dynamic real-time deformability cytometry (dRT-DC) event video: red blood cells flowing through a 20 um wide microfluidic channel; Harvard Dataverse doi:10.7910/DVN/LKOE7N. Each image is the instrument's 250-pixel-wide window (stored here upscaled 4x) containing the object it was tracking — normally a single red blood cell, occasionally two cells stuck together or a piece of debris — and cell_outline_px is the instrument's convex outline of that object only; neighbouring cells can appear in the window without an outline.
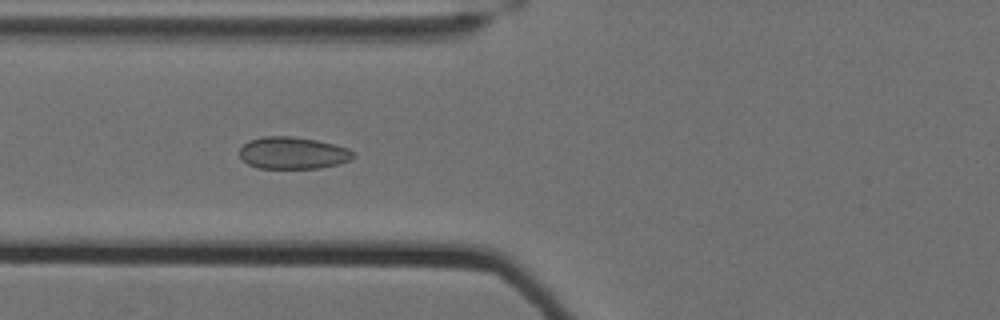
{"species": "Egyptian fruit bat (a non-hibernating species)", "species_latin": "Rousettus aegyptiacus", "temperature_condition": "cold", "stored_images_in_passage": 58, "camera_frame_rate_fps": 3000, "um_per_image_px": 0.085, "animal": {"sex": "female"}, "frame": {"image": 1, "passage_image": 24, "time_ms": 7.667, "image_size_px": [1000, 320], "cell_outline_px": [[356, 156], [348, 160], [336, 164], [320, 168], [256, 168], [248, 164], [240, 156], [240, 148], [248, 140], [264, 136], [292, 136], [316, 140], [348, 148]], "centroid_in_image_um": [24.86, 13.0], "position_along_channel_um": 100.9, "area_um2": 21.1}}
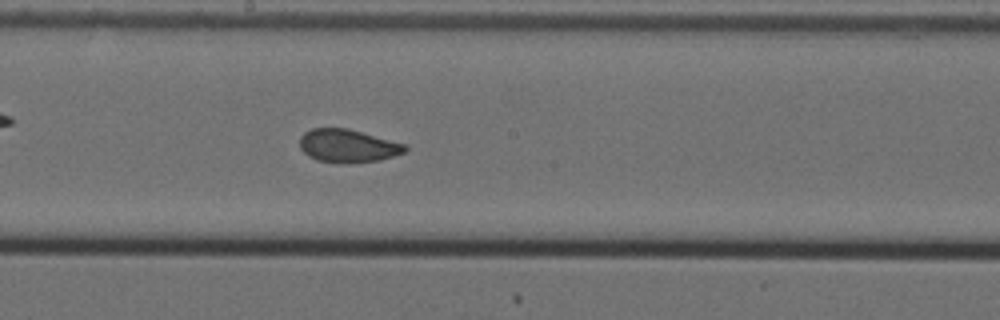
{"frame": {"image": 2, "passage_image": 34, "time_ms": 11.0, "image_size_px": [1000, 320], "cell_outline_px": [[408, 148], [404, 152], [380, 160], [316, 160], [308, 156], [300, 148], [300, 136], [304, 132], [312, 128], [348, 128], [408, 144]], "centroid_in_image_um": [29.57, 12.33], "position_along_channel_um": 218.6, "area_um2": 19.65}}
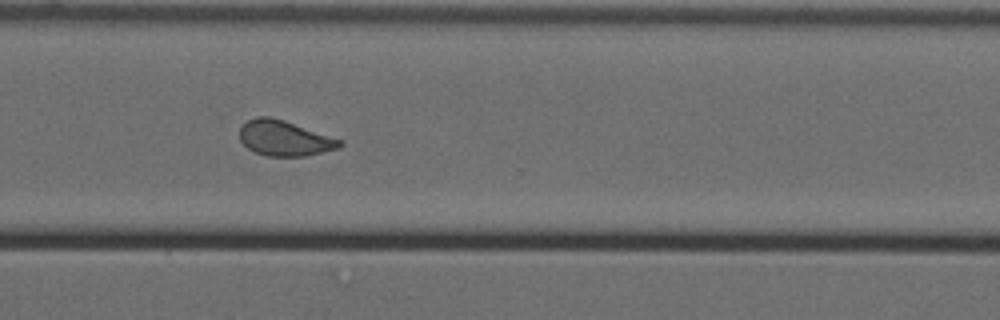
{"frame": {"image": 3, "passage_image": 45, "time_ms": 14.667, "image_size_px": [1000, 320], "cell_outline_px": [[344, 144], [336, 148], [304, 156], [268, 156], [256, 152], [248, 148], [240, 140], [240, 128], [248, 120], [256, 116], [268, 116], [284, 120], [344, 140]], "centroid_in_image_um": [24.19, 11.73], "position_along_channel_um": 346.4, "area_um2": 20.46}, "authors_computed_cell_mechanics": {"area_um2": 21.097, "velocity_mm_per_s": 3.4904, "shape_relaxation_time_tau1_ms": null, "shape_relaxation_time_tau2_ms": 0.8974, "deformation_change_tau1": null, "deformation_change_tau2": 0.0738}}